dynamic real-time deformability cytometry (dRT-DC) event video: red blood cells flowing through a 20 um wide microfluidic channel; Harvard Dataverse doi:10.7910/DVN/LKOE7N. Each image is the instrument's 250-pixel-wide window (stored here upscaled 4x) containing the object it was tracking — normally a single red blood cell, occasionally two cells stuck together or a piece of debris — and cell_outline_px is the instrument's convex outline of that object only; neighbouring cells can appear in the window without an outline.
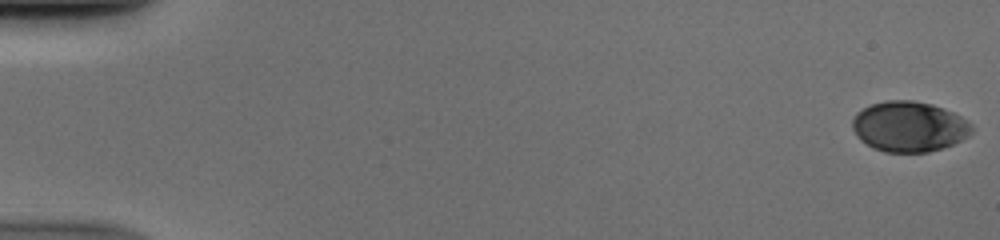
{"species": "human", "species_latin": "Homo sapiens", "temperature_condition": "cold", "stored_images_in_passage": 53, "camera_frame_rate_fps": 3000, "um_per_image_px": 0.085, "donor": {"sex": "male"}, "frame": {"image": 1, "passage_image": 1, "time_ms": 0.0, "image_size_px": [1000, 240], "cell_outline_px": [[972, 132], [968, 136], [952, 144], [928, 152], [884, 152], [872, 148], [860, 140], [856, 136], [852, 128], [852, 120], [856, 112], [872, 104], [888, 100], [912, 100], [932, 104], [952, 112], [968, 120], [972, 124]], "centroid_in_image_um": [77.25, 10.76], "position_along_channel_um": 7.8, "area_um2": 35.08}}
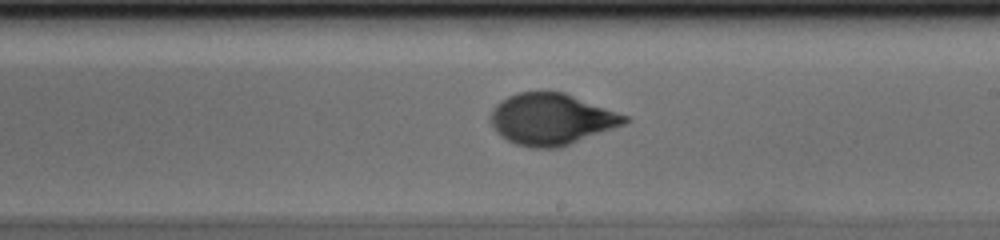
{"frame": {"image": 2, "passage_image": 32, "time_ms": 10.333, "image_size_px": [1000, 240], "cell_outline_px": [[628, 120], [624, 124], [560, 148], [532, 148], [516, 144], [500, 136], [496, 132], [492, 124], [492, 108], [500, 100], [516, 92], [564, 92], [628, 116]], "centroid_in_image_um": [46.85, 10.13], "position_along_channel_um": 242.2, "area_um2": 39.88}}
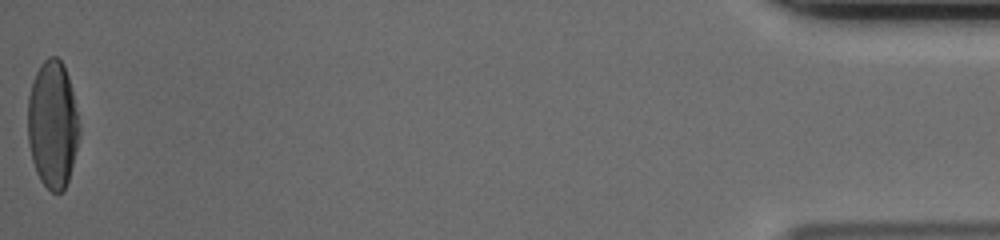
{"frame": {"image": 3, "passage_image": 53, "time_ms": 17.333, "image_size_px": [1000, 240], "cell_outline_px": [[80, 128], [76, 148], [68, 180], [64, 188], [60, 192], [52, 192], [40, 180], [36, 172], [32, 160], [28, 140], [28, 96], [32, 80], [40, 64], [48, 56], [56, 56], [64, 64], [68, 76], [72, 92]], "centroid_in_image_um": [4.45, 10.54], "position_along_channel_um": 430.7, "area_um2": 38.03}}